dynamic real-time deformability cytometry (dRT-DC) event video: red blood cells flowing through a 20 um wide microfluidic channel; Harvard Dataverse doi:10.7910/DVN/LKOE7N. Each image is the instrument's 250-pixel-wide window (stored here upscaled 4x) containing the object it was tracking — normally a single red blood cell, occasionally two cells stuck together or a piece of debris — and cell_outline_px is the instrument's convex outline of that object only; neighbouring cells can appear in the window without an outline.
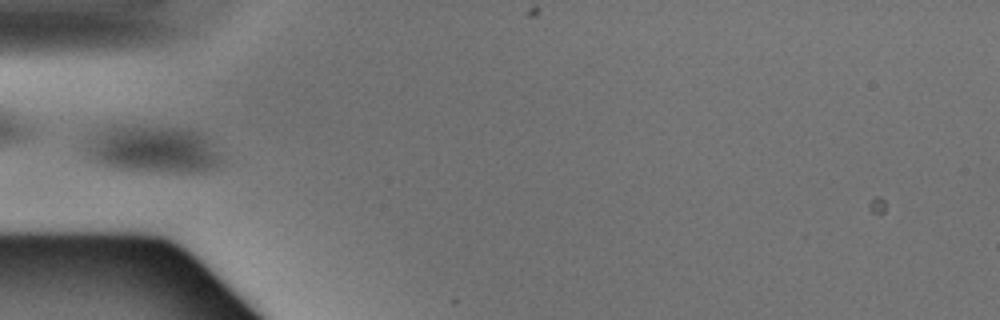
{"species": "Egyptian fruit bat (a non-hibernating species)", "species_latin": "Rousettus aegyptiacus", "temperature_condition": "warm", "stored_images_in_passage": 4, "camera_frame_rate_fps": 3000, "um_per_image_px": 0.085, "animal": {"sex": "male"}, "frame": {"image": 1, "passage_image": 3, "time_ms": 0.667, "image_size_px": [1000, 320], "cell_outline_px": [[228, 160], [220, 168], [204, 172], [148, 172], [108, 168], [92, 160], [88, 156], [84, 148], [84, 140], [108, 128], [120, 124], [188, 128], [200, 132]], "centroid_in_image_um": [13.06, 12.71], "position_along_channel_um": 71.9, "area_um2": 38.9}}
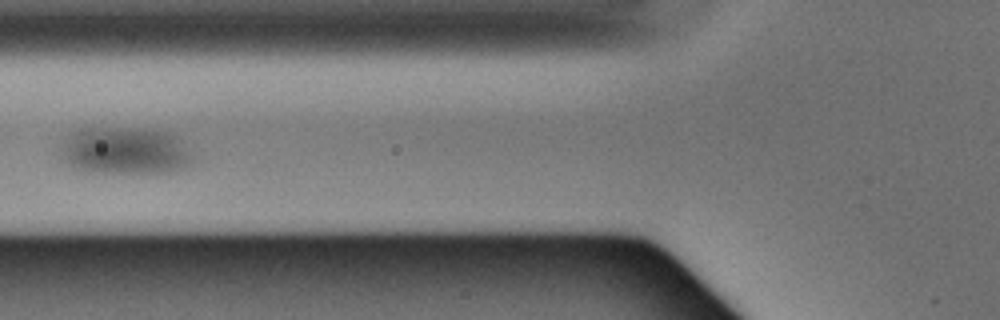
{"frame": {"image": 2, "passage_image": 4, "time_ms": 1.0, "image_size_px": [1000, 320], "cell_outline_px": [[192, 156], [184, 168], [172, 172], [92, 172], [76, 168], [68, 164], [64, 160], [60, 148], [68, 132], [80, 128], [148, 128], [168, 132], [184, 140]], "centroid_in_image_um": [10.61, 12.78], "position_along_channel_um": 115.2, "area_um2": 36.59}}